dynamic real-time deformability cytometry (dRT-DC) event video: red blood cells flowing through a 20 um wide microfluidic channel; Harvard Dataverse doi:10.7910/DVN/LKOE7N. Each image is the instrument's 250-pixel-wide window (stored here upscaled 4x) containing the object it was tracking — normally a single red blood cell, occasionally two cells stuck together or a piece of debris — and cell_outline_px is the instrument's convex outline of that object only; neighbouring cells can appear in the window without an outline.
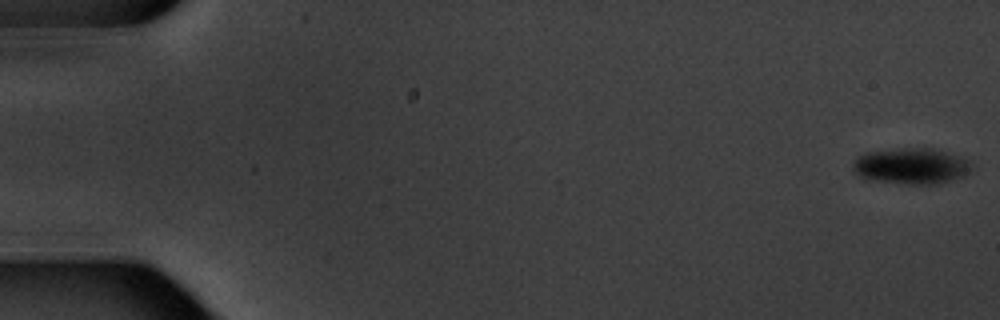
{"species": "common noctule bat (a hibernating species)", "species_latin": "Nyctalus noctula", "temperature_condition": "warm", "stored_images_in_passage": 7, "camera_frame_rate_fps": 3000, "um_per_image_px": 0.085, "animal": {"sex": "male", "body_mass_g": 20.1, "forearm_length_mm": 53.5}, "frame": {"image": 1, "passage_image": 7, "time_ms": 7.0, "image_size_px": [1000, 320], "cell_outline_px": [[972, 172], [964, 176], [952, 180], [936, 184], [904, 184], [864, 180], [852, 168], [852, 164], [860, 156], [868, 152], [908, 148], [932, 148], [964, 156], [972, 160]], "centroid_in_image_um": [77.54, 14.13], "position_along_channel_um": 7.5, "area_um2": 25.32}}